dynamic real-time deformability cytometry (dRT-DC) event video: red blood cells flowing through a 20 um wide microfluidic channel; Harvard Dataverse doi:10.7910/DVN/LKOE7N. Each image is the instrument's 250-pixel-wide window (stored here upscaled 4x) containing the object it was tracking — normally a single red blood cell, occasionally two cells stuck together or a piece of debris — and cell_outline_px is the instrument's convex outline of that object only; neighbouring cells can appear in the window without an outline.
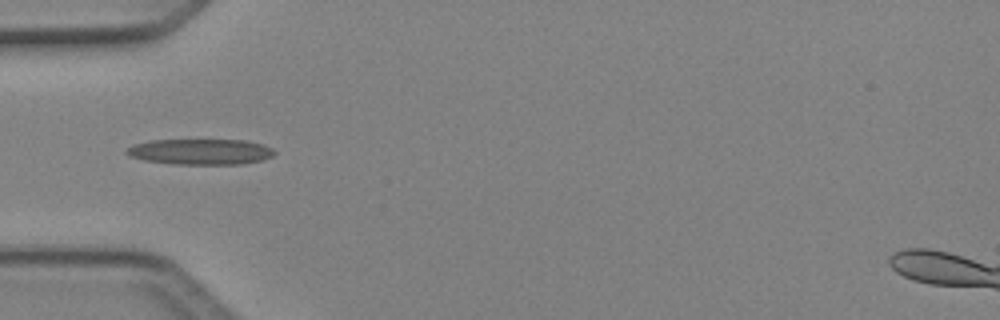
{"species": "Egyptian fruit bat (a non-hibernating species)", "species_latin": "Rousettus aegyptiacus", "temperature_condition": "cold", "stored_images_in_passage": 21, "camera_frame_rate_fps": 3000, "um_per_image_px": 0.085, "animal": {"sex": "female"}, "frame": {"image": 1, "passage_image": 1, "time_ms": 0.0, "image_size_px": [1000, 320], "cell_outline_px": [[276, 152], [272, 156], [260, 160], [244, 164], [172, 164], [144, 160], [128, 156], [124, 152], [132, 144], [152, 140], [244, 140], [264, 144], [272, 148]], "centroid_in_image_um": [17.02, 12.89], "position_along_channel_um": 68.0, "area_um2": 22.25}}
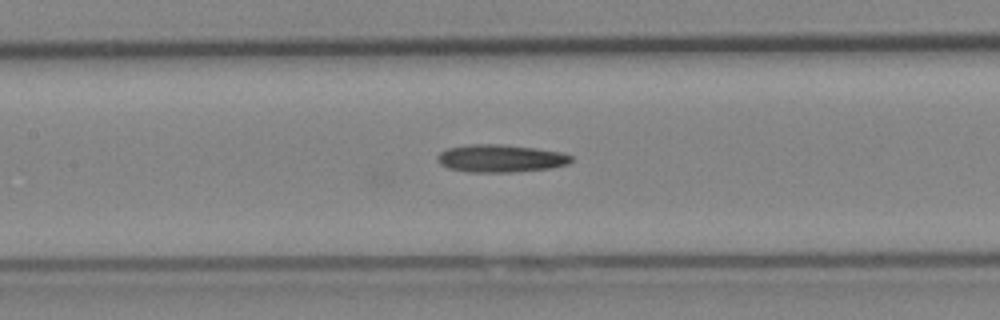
{"frame": {"image": 2, "passage_image": 8, "time_ms": 2.333, "image_size_px": [1000, 320], "cell_outline_px": [[572, 160], [568, 164], [552, 168], [512, 172], [468, 172], [448, 168], [440, 164], [436, 160], [436, 156], [440, 152], [448, 148], [468, 144], [500, 144], [536, 148], [560, 152], [572, 156]], "centroid_in_image_um": [42.52, 13.46], "position_along_channel_um": 164.9, "area_um2": 21.68}}
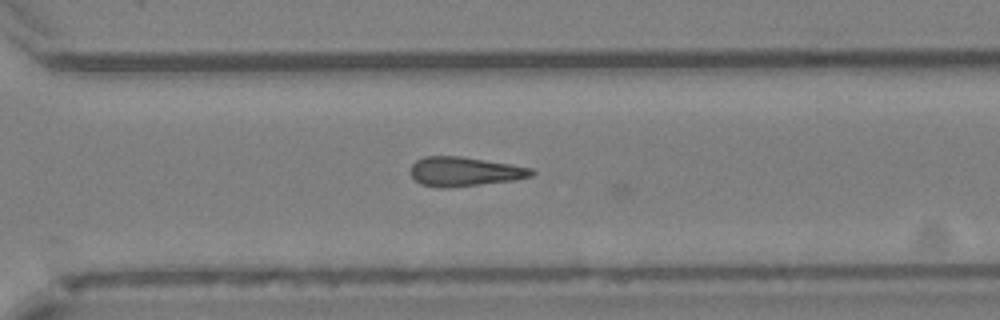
{"frame": {"image": 3, "passage_image": 20, "time_ms": 6.333, "image_size_px": [1000, 320], "cell_outline_px": [[536, 172], [532, 176], [516, 180], [444, 188], [440, 188], [420, 184], [412, 176], [412, 164], [416, 160], [424, 156], [460, 156], [532, 168]], "centroid_in_image_um": [39.49, 14.58], "position_along_channel_um": 331.1, "area_um2": 20.46}}